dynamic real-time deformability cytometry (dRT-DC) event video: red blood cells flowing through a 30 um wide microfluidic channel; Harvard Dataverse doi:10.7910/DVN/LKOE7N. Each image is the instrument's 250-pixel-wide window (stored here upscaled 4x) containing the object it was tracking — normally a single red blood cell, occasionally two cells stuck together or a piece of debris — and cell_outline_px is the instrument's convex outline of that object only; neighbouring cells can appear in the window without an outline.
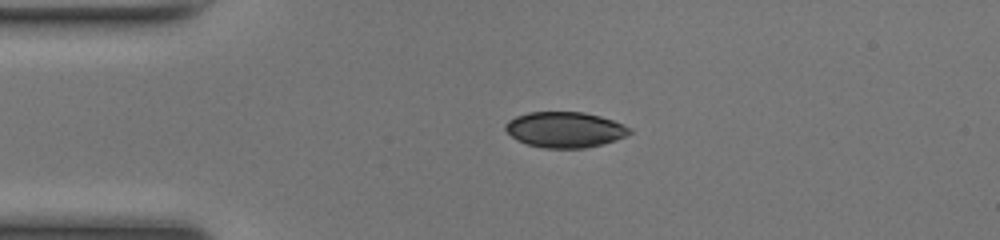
{"species": "common noctule bat (a hibernating species)", "species_latin": "Nyctalus noctula", "temperature_condition": "room temperature", "stored_images_in_passage": 48, "camera_frame_rate_fps": 3000, "um_per_image_px": 0.085, "animal": {"sex": "female", "body_mass_g": 17.0, "forearm_length_mm": 48.0}, "frame": {"image": 1, "passage_image": 10, "time_ms": 3.0, "image_size_px": [1000, 240], "cell_outline_px": [[632, 132], [616, 140], [584, 148], [544, 148], [528, 144], [516, 140], [504, 128], [504, 124], [508, 120], [516, 116], [528, 112], [584, 112], [600, 116], [624, 124], [632, 128]], "centroid_in_image_um": [48.01, 11.01], "position_along_channel_um": 37.0, "area_um2": 25.78}}
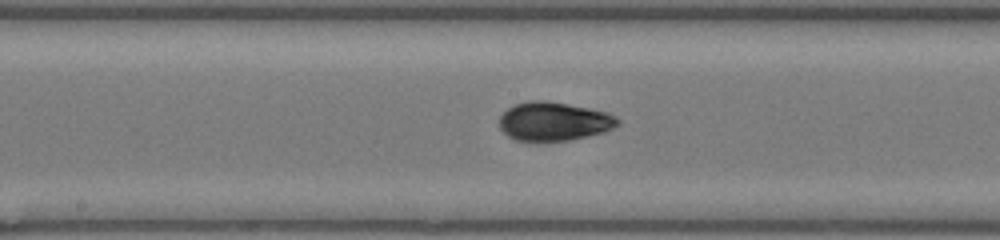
{"frame": {"image": 2, "passage_image": 24, "time_ms": 7.667, "image_size_px": [1000, 240], "cell_outline_px": [[620, 124], [604, 132], [588, 136], [568, 140], [516, 140], [508, 136], [500, 128], [500, 116], [508, 108], [516, 104], [528, 100], [540, 100], [568, 104], [608, 112], [620, 120]], "centroid_in_image_um": [47.09, 10.31], "position_along_channel_um": 201.1, "area_um2": 26.41}}
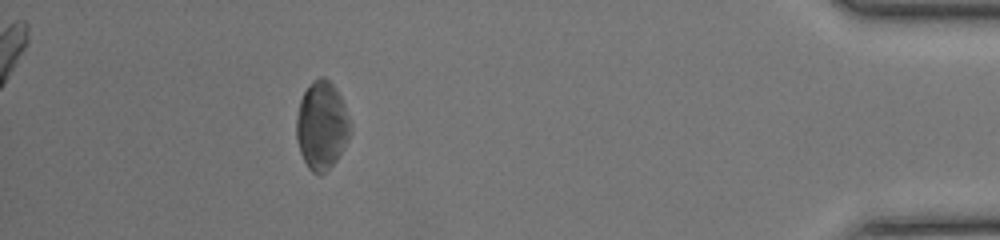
{"frame": {"image": 3, "passage_image": 43, "time_ms": 14.0, "image_size_px": [1000, 240], "cell_outline_px": [[352, 132], [344, 148], [336, 160], [320, 176], [312, 172], [308, 168], [300, 152], [296, 140], [296, 116], [300, 100], [304, 92], [312, 80], [320, 76], [324, 76], [336, 88], [344, 104], [352, 124]], "centroid_in_image_um": [27.35, 10.66], "position_along_channel_um": 407.8, "area_um2": 28.03}, "authors_computed_cell_mechanics": {"area_um2": 26.3857, "velocity_mm_per_s": 4.1999, "shape_relaxation_time_tau1_ms": 2.6387, "shape_relaxation_time_tau2_ms": 1.9085, "deformation_change_tau1": 0.1237, "deformation_change_tau2": 0.0516}}